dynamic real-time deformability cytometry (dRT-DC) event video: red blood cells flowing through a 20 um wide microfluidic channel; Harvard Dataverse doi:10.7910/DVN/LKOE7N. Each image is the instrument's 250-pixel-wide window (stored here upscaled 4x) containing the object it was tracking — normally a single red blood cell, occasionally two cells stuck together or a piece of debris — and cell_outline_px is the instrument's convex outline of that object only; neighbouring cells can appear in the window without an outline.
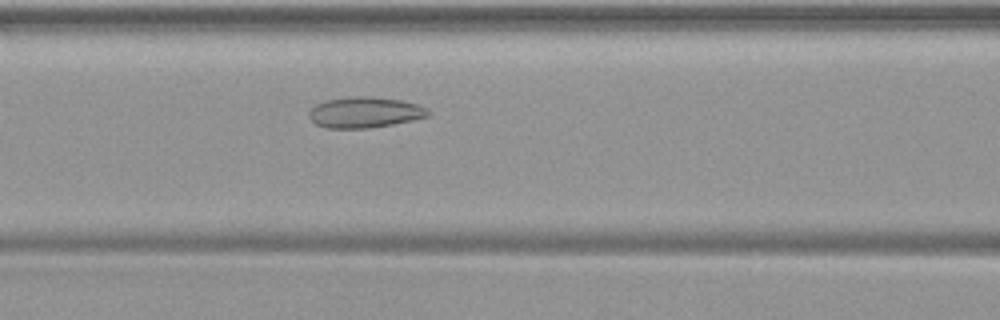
{"species": "common noctule bat (a hibernating species)", "species_latin": "Nyctalus noctula", "temperature_condition": "warm", "stored_images_in_passage": 44, "camera_frame_rate_fps": 3000, "um_per_image_px": 0.085, "animal": {"sex": "female", "body_mass_g": 19.9}, "frame": {"image": 1, "passage_image": 16, "time_ms": 5.0, "image_size_px": [1000, 320], "cell_outline_px": [[432, 112], [428, 116], [412, 120], [392, 124], [368, 128], [328, 128], [316, 124], [308, 116], [308, 112], [316, 104], [324, 100], [356, 96], [368, 96], [404, 100], [428, 108]], "centroid_in_image_um": [31.02, 9.54], "position_along_channel_um": 135.6, "area_um2": 21.44}}
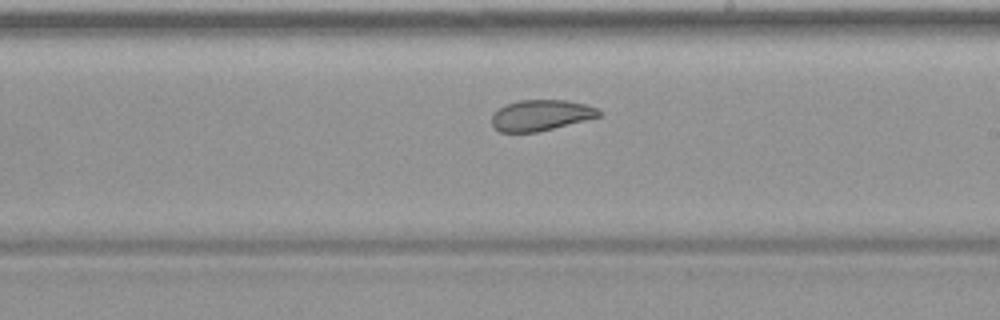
{"frame": {"image": 2, "passage_image": 24, "time_ms": 7.667, "image_size_px": [1000, 320], "cell_outline_px": [[604, 112], [600, 116], [536, 132], [500, 132], [492, 124], [492, 116], [500, 108], [508, 104], [520, 100], [568, 100], [584, 104], [596, 108]], "centroid_in_image_um": [45.99, 9.79], "position_along_channel_um": 243.0, "area_um2": 18.9}}
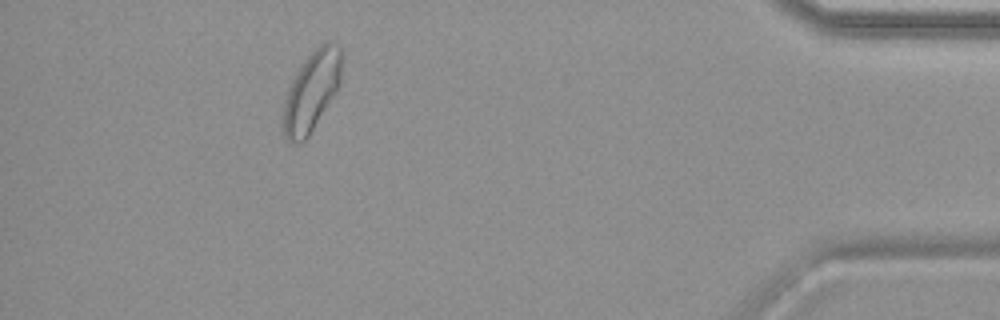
{"frame": {"image": 3, "passage_image": 40, "time_ms": 13.0, "image_size_px": [1000, 320], "cell_outline_px": [[344, 56], [340, 84], [336, 92], [308, 136], [304, 140], [296, 144], [288, 140], [284, 136], [280, 128], [284, 100], [288, 88], [296, 72], [304, 60], [320, 44], [328, 40], [336, 40], [340, 44]], "centroid_in_image_um": [26.5, 7.71], "position_along_channel_um": 408.7, "area_um2": 27.98}}